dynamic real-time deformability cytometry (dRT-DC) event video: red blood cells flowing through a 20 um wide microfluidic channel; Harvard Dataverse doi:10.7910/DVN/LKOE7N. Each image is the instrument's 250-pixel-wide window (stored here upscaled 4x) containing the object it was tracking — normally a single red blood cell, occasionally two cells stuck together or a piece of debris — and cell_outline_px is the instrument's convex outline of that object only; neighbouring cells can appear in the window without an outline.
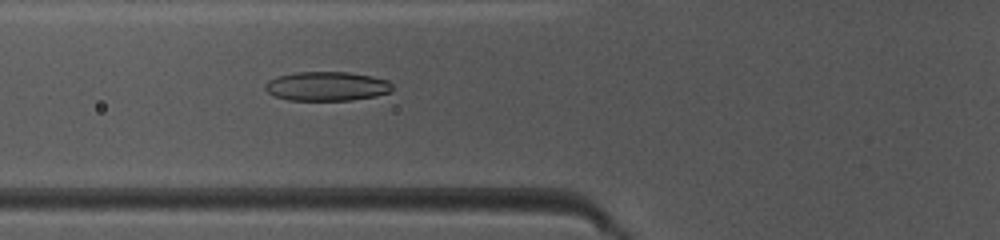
{"species": "common noctule bat (a hibernating species)", "species_latin": "Nyctalus noctula", "temperature_condition": "warm", "stored_images_in_passage": 48, "camera_frame_rate_fps": 3000, "um_per_image_px": 0.085, "animal": {"sex": "female", "body_mass_g": 10.0, "forearm_length_mm": 53.1}, "frame": {"image": 1, "passage_image": 18, "time_ms": 5.667, "image_size_px": [1000, 240], "cell_outline_px": [[392, 92], [376, 96], [352, 100], [288, 100], [276, 96], [268, 92], [264, 88], [264, 84], [268, 80], [276, 76], [296, 72], [348, 72], [372, 76], [388, 80], [392, 84]], "centroid_in_image_um": [27.79, 7.33], "position_along_channel_um": 98.0, "area_um2": 21.79}}
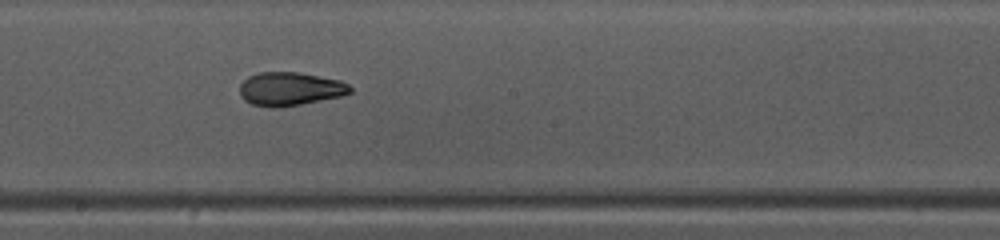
{"frame": {"image": 2, "passage_image": 27, "time_ms": 8.667, "image_size_px": [1000, 240], "cell_outline_px": [[352, 92], [344, 96], [300, 104], [268, 108], [252, 104], [244, 100], [240, 96], [240, 84], [248, 76], [260, 72], [300, 72], [340, 80], [348, 84], [352, 88]], "centroid_in_image_um": [24.66, 7.55], "position_along_channel_um": 223.5, "area_um2": 21.68}}
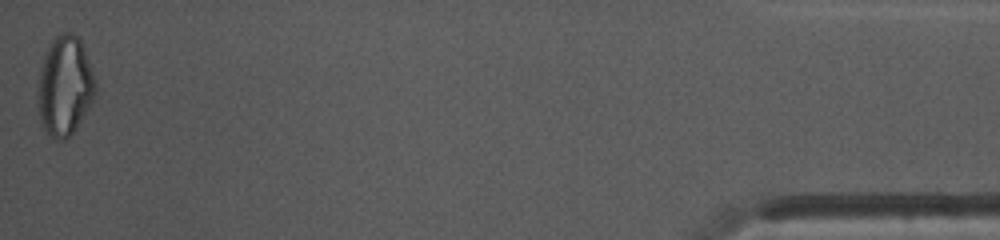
{"frame": {"image": 3, "passage_image": 48, "time_ms": 15.667, "image_size_px": [1000, 240], "cell_outline_px": [[96, 92], [88, 108], [72, 132], [64, 140], [56, 140], [48, 136], [40, 120], [36, 92], [36, 88], [40, 68], [44, 56], [52, 40], [60, 32], [68, 32], [76, 36], [80, 40], [96, 80]], "centroid_in_image_um": [5.47, 7.31], "position_along_channel_um": 429.7, "area_um2": 33.29}, "authors_computed_cell_mechanics": {"area_um2": 22.6287, "velocity_mm_per_s": 4.1465, "shape_relaxation_time_tau1_ms": 10.1451, "shape_relaxation_time_tau2_ms": 2.3286, "deformation_change_tau1": 0.2637, "deformation_change_tau2": 0.0652}}